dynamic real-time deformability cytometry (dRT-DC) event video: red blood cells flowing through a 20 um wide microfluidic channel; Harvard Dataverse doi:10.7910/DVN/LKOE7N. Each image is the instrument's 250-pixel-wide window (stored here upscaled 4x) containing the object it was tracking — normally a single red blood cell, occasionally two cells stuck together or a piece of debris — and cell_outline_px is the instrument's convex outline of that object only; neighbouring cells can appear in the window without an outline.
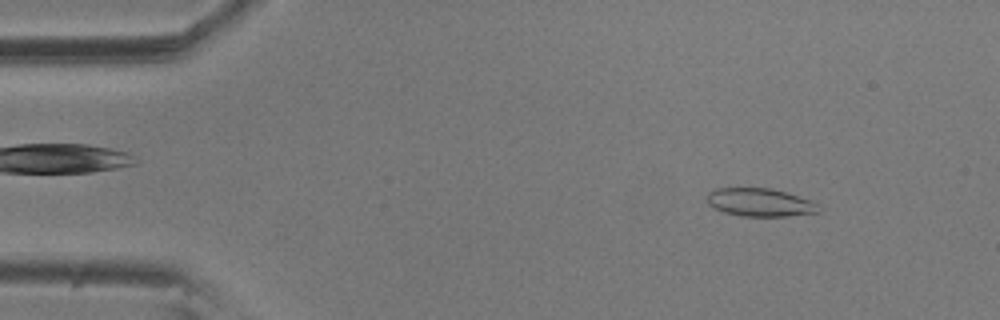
{"species": "common noctule bat (a hibernating species)", "species_latin": "Nyctalus noctula", "temperature_condition": "room temperature", "stored_images_in_passage": 9, "camera_frame_rate_fps": 3000, "um_per_image_px": 0.085, "animal": {"sex": "male", "body_mass_g": 20.5, "forearm_length_mm": 52.5}, "frame": {"image": 1, "passage_image": 1, "time_ms": 0.0, "image_size_px": [1000, 320], "cell_outline_px": [[820, 212], [788, 216], [740, 216], [724, 212], [708, 204], [708, 192], [716, 188], [768, 188], [784, 192], [808, 200], [816, 204]], "centroid_in_image_um": [64.55, 17.21], "position_along_channel_um": 20.4, "area_um2": 17.92}}